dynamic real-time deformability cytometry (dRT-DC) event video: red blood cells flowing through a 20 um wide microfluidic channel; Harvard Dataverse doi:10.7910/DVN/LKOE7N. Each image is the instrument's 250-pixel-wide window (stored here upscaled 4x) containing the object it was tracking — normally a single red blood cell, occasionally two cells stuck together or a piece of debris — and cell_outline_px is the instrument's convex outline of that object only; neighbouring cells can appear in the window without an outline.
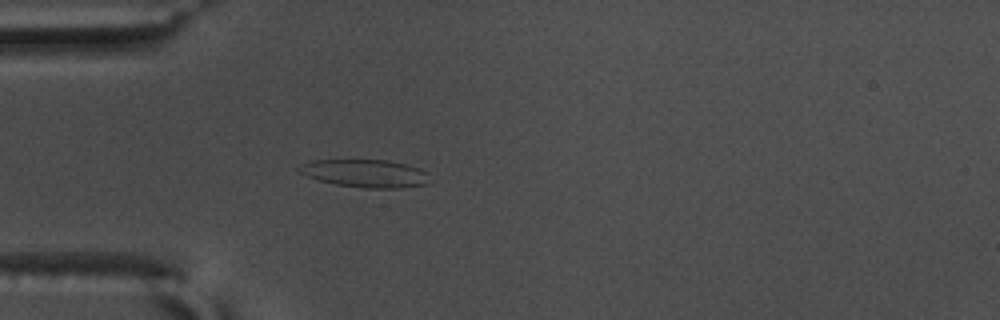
{"species": "common noctule bat (a hibernating species)", "species_latin": "Nyctalus noctula", "temperature_condition": "warm", "stored_images_in_passage": 56, "camera_frame_rate_fps": 3000, "um_per_image_px": 0.085, "animal": {"sex": "male", "body_mass_g": 17.5, "forearm_length_mm": 52.3}, "frame": {"image": 1, "passage_image": 16, "time_ms": 5.0, "image_size_px": [1000, 320], "cell_outline_px": [[428, 184], [400, 188], [368, 188], [336, 184], [320, 180], [296, 172], [296, 168], [300, 164], [312, 160], [388, 160], [420, 168], [428, 172]], "centroid_in_image_um": [31.03, 14.73], "position_along_channel_um": 54.0, "area_um2": 21.21}}
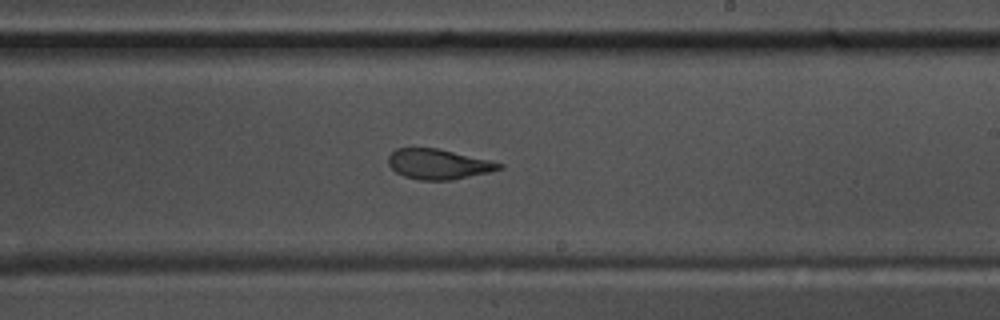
{"frame": {"image": 2, "passage_image": 33, "time_ms": 10.667, "image_size_px": [1000, 320], "cell_outline_px": [[504, 168], [488, 172], [452, 180], [420, 180], [404, 176], [396, 172], [388, 164], [388, 156], [396, 148], [436, 148], [488, 160], [504, 164]], "centroid_in_image_um": [37.24, 13.96], "position_along_channel_um": 251.8, "area_um2": 19.25}}
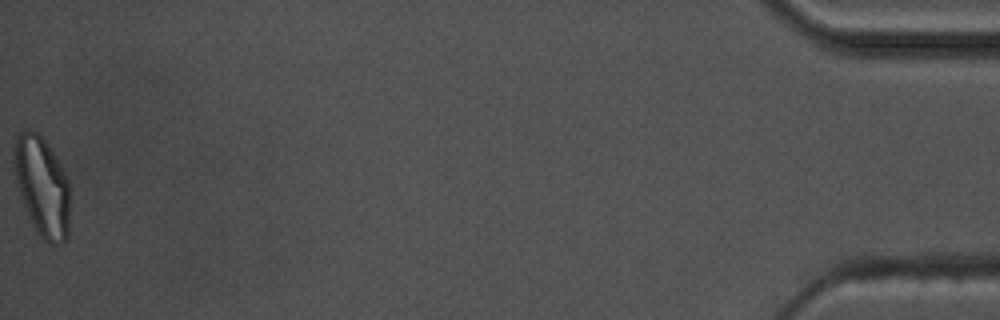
{"frame": {"image": 3, "passage_image": 56, "time_ms": 18.333, "image_size_px": [1000, 320], "cell_outline_px": [[68, 236], [60, 244], [48, 244], [44, 240], [32, 224], [24, 204], [16, 180], [12, 164], [12, 148], [16, 136], [24, 128], [28, 128], [36, 132], [48, 144], [60, 164], [68, 180]], "centroid_in_image_um": [3.54, 15.79], "position_along_channel_um": 431.7, "area_um2": 32.37}, "authors_computed_cell_mechanics": {"area_um2": 21.4727, "velocity_mm_per_s": 3.639, "shape_relaxation_time_tau1_ms": null, "shape_relaxation_time_tau2_ms": 1.4624, "deformation_change_tau1": null, "deformation_change_tau2": 0.0807}}